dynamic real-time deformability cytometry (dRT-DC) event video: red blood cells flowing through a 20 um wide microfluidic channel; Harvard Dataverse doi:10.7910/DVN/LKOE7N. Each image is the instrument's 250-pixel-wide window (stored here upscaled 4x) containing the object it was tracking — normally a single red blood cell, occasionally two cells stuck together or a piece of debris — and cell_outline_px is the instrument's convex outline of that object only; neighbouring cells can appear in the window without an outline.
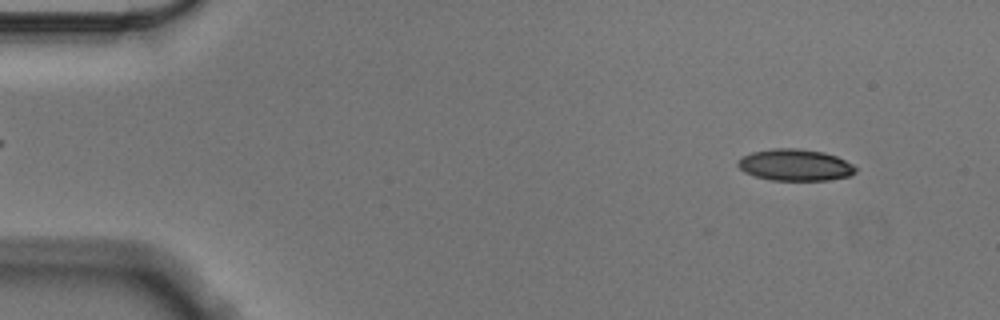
{"species": "Egyptian fruit bat (a non-hibernating species)", "species_latin": "Rousettus aegyptiacus", "temperature_condition": "cold", "stored_images_in_passage": 8, "camera_frame_rate_fps": 3000, "um_per_image_px": 0.085, "animal": {"sex": "male"}, "frame": {"image": 1, "passage_image": 5, "time_ms": 1.333, "image_size_px": [1000, 320], "cell_outline_px": [[856, 172], [848, 176], [828, 180], [772, 180], [756, 176], [744, 172], [736, 164], [736, 160], [740, 156], [752, 152], [772, 148], [796, 148], [824, 152], [836, 156], [852, 164], [856, 168]], "centroid_in_image_um": [67.54, 14.01], "position_along_channel_um": 17.5, "area_um2": 21.73}}